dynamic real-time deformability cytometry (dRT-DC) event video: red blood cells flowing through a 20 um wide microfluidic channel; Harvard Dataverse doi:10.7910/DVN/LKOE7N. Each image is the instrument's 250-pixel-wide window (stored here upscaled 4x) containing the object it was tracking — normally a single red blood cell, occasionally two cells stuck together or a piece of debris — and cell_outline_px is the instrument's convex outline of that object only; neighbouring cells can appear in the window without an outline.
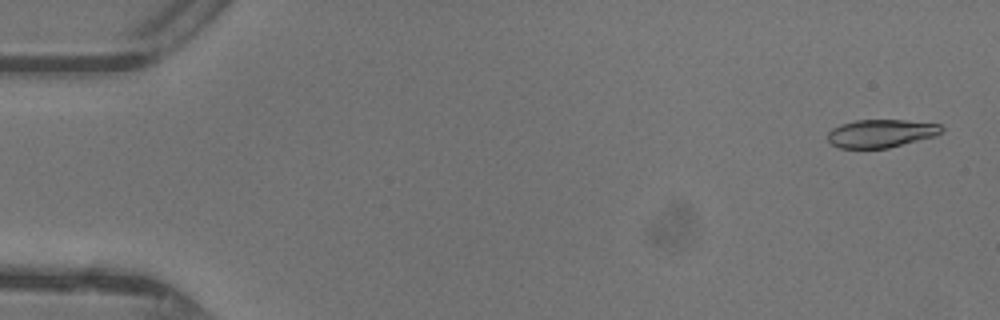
{"species": "common noctule bat (a hibernating species)", "species_latin": "Nyctalus noctula", "temperature_condition": "warm", "stored_images_in_passage": 47, "camera_frame_rate_fps": 3000, "um_per_image_px": 0.085, "animal": {"sex": "female"}, "frame": {"image": 1, "passage_image": 2, "time_ms": 0.333, "image_size_px": [1000, 320], "cell_outline_px": [[944, 128], [936, 136], [888, 148], [840, 148], [832, 144], [828, 140], [828, 132], [832, 128], [840, 124], [856, 120], [904, 120], [940, 124]], "centroid_in_image_um": [74.88, 11.34], "position_along_channel_um": 10.1, "area_um2": 18.61}}
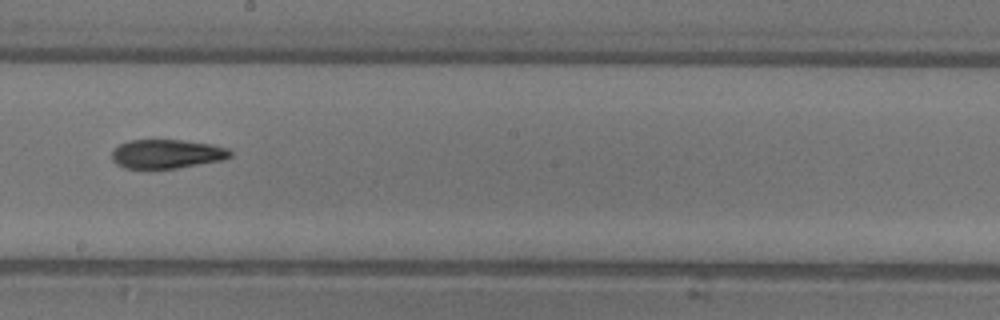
{"frame": {"image": 2, "passage_image": 27, "time_ms": 8.667, "image_size_px": [1000, 320], "cell_outline_px": [[232, 156], [224, 160], [176, 168], [124, 168], [116, 164], [112, 160], [112, 152], [120, 144], [128, 140], [180, 140], [212, 144], [228, 148], [232, 152]], "centroid_in_image_um": [14.2, 13.08], "position_along_channel_um": 234.0, "area_um2": 20.0}}
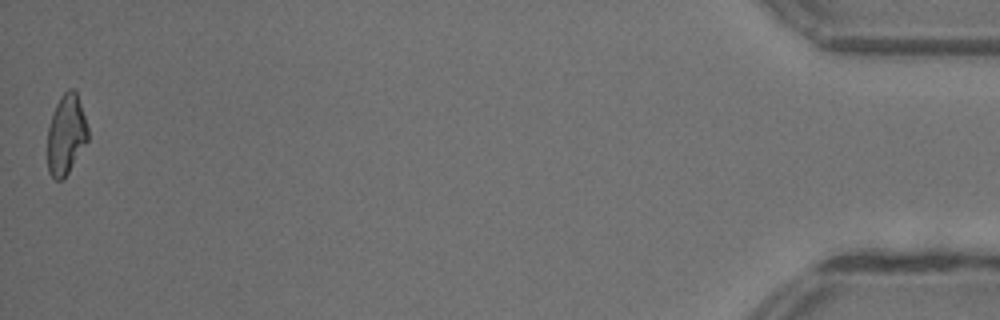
{"frame": {"image": 3, "passage_image": 47, "time_ms": 15.333, "image_size_px": [1000, 320], "cell_outline_px": [[88, 140], [68, 172], [60, 180], [56, 180], [48, 172], [48, 128], [52, 112], [60, 96], [68, 88], [72, 88], [76, 92], [88, 128]], "centroid_in_image_um": [5.61, 11.41], "position_along_channel_um": 429.6, "area_um2": 18.61}, "authors_computed_cell_mechanics": {"area_um2": 19.9988, "velocity_mm_per_s": 4.4079, "shape_relaxation_time_tau1_ms": 4.303, "shape_relaxation_time_tau2_ms": 4.3624, "deformation_change_tau1": 0.1555, "deformation_change_tau2": 0.1438}}